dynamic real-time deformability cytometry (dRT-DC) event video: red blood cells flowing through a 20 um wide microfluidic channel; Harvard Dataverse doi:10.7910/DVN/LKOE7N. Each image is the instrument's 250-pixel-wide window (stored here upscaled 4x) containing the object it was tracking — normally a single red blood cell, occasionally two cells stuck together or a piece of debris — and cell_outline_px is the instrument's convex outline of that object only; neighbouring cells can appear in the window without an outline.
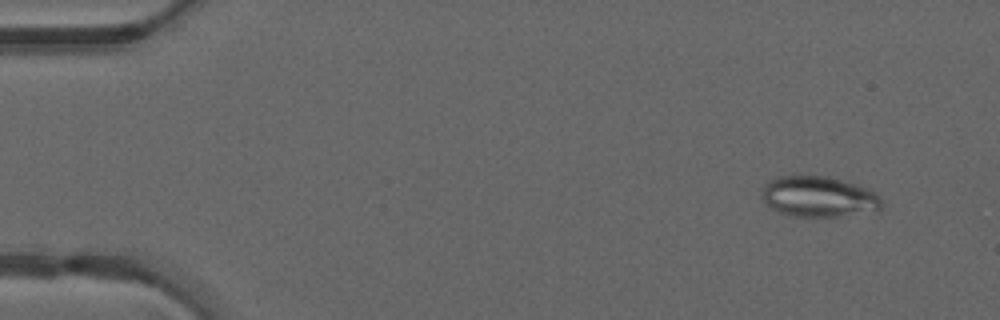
{"species": "common noctule bat (a hibernating species)", "species_latin": "Nyctalus noctula", "temperature_condition": "warm", "stored_images_in_passage": 49, "camera_frame_rate_fps": 3000, "um_per_image_px": 0.085, "animal": {"sex": "male", "forearm_length_mm": 52.5}, "frame": {"image": 1, "passage_image": 4, "time_ms": 1.0, "image_size_px": [1000, 320], "cell_outline_px": [[884, 204], [876, 212], [836, 216], [796, 216], [780, 212], [772, 208], [760, 196], [760, 192], [768, 180], [776, 176], [828, 176], [868, 188], [880, 196]], "centroid_in_image_um": [69.61, 16.71], "position_along_channel_um": 15.4, "area_um2": 28.5}}
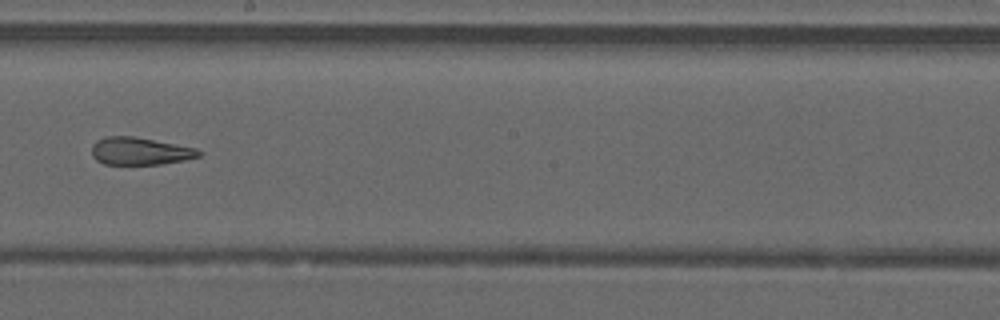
{"frame": {"image": 2, "passage_image": 28, "time_ms": 9.0, "image_size_px": [1000, 320], "cell_outline_px": [[204, 152], [200, 156], [184, 160], [160, 164], [104, 164], [96, 160], [92, 156], [92, 144], [96, 140], [104, 136], [132, 136], [196, 148]], "centroid_in_image_um": [11.87, 12.84], "position_along_channel_um": 236.3, "area_um2": 17.17}}
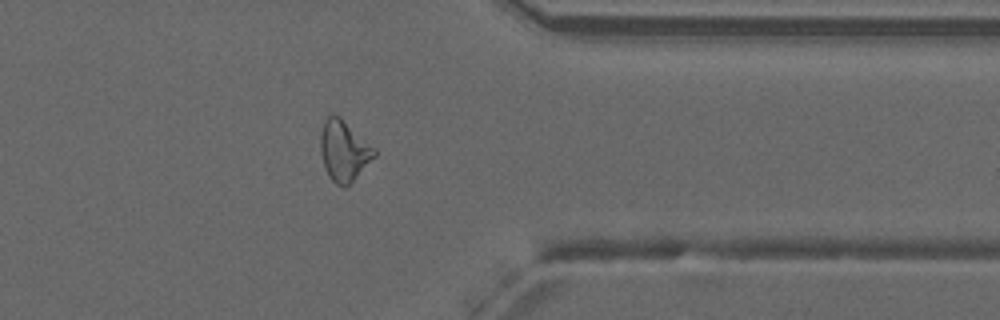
{"frame": {"image": 3, "passage_image": 39, "time_ms": 12.667, "image_size_px": [1000, 320], "cell_outline_px": [[376, 156], [352, 184], [344, 188], [336, 184], [328, 176], [324, 168], [320, 152], [320, 136], [324, 120], [328, 116], [340, 116], [376, 148]], "centroid_in_image_um": [29.25, 12.86], "position_along_channel_um": 382.2, "area_um2": 19.48}, "authors_computed_cell_mechanics": {"area_um2": 21.1548, "velocity_mm_per_s": 4.2188, "shape_relaxation_time_tau1_ms": null, "shape_relaxation_time_tau2_ms": 2.1033, "deformation_change_tau1": null, "deformation_change_tau2": 0.1128}}